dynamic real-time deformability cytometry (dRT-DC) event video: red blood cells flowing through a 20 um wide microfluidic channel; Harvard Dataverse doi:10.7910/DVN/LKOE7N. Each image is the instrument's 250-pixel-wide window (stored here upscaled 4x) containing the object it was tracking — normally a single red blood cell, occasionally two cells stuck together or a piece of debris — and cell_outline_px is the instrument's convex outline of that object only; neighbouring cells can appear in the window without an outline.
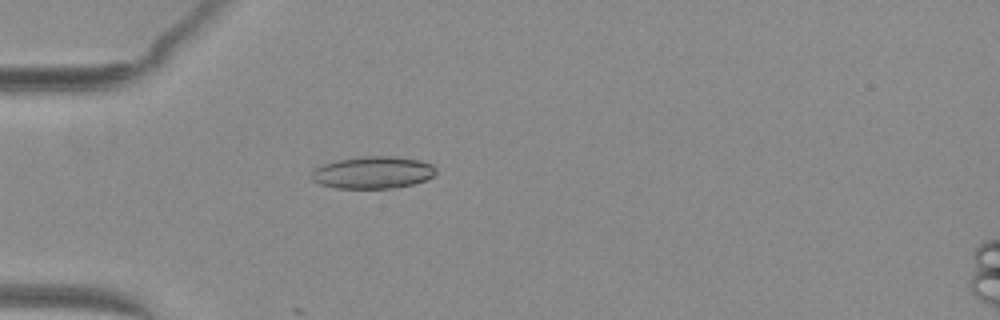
{"species": "common noctule bat (a hibernating species)", "species_latin": "Nyctalus noctula", "temperature_condition": "warm", "stored_images_in_passage": 16, "camera_frame_rate_fps": 3000, "um_per_image_px": 0.085, "animal": {"sex": "female", "body_mass_g": 29.2, "forearm_length_mm": 56.3}, "frame": {"image": 1, "passage_image": 6, "time_ms": 1.667, "image_size_px": [1000, 320], "cell_outline_px": [[436, 172], [432, 176], [424, 180], [412, 184], [392, 188], [336, 188], [320, 184], [312, 180], [312, 172], [316, 168], [324, 164], [340, 160], [364, 156], [392, 156], [420, 160], [432, 164], [436, 168]], "centroid_in_image_um": [31.71, 14.66], "position_along_channel_um": 53.3, "area_um2": 23.06}}
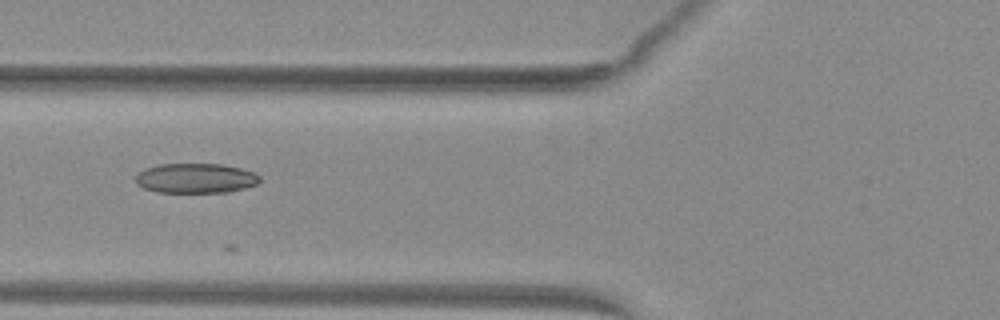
{"frame": {"image": 2, "passage_image": 11, "time_ms": 3.333, "image_size_px": [1000, 320], "cell_outline_px": [[260, 180], [256, 184], [244, 188], [228, 192], [156, 192], [144, 188], [136, 184], [136, 176], [144, 168], [160, 164], [224, 164], [256, 172], [260, 176]], "centroid_in_image_um": [16.64, 15.14], "position_along_channel_um": 109.2, "area_um2": 21.62}}
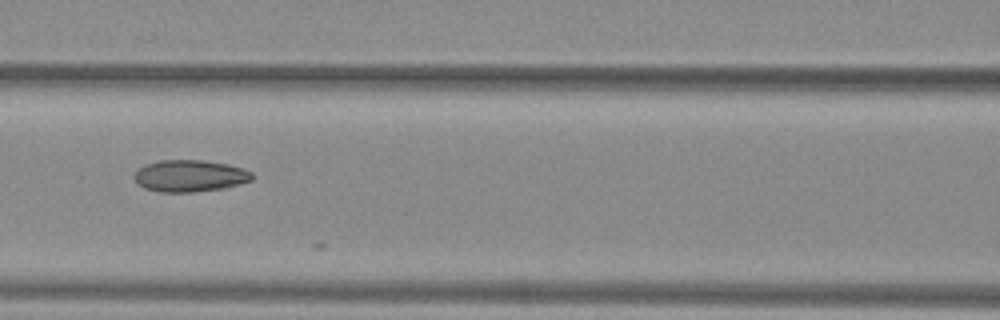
{"frame": {"image": 3, "passage_image": 14, "time_ms": 4.333, "image_size_px": [1000, 320], "cell_outline_px": [[252, 180], [240, 184], [224, 188], [192, 192], [160, 192], [144, 188], [136, 184], [132, 176], [144, 164], [160, 160], [204, 160], [228, 164], [244, 168], [252, 172]], "centroid_in_image_um": [16.12, 14.95], "position_along_channel_um": 150.5, "area_um2": 22.08}}